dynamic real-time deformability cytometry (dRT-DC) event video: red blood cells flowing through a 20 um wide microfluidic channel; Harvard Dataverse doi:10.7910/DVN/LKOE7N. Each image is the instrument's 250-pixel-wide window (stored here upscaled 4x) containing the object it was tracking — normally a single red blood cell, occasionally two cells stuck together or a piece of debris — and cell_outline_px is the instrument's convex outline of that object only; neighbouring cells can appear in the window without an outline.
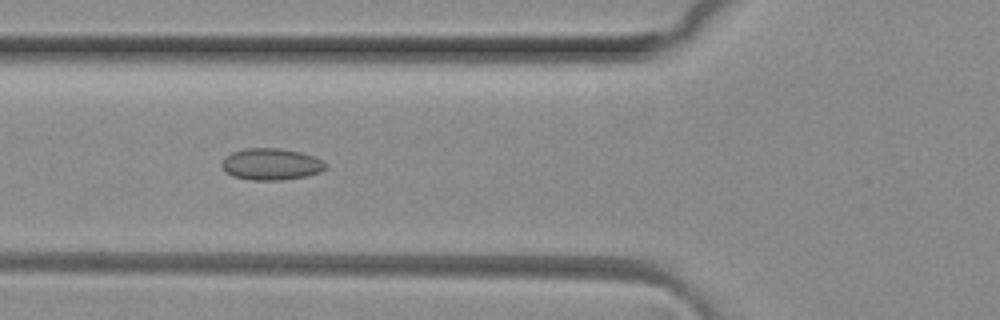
{"species": "common noctule bat (a hibernating species)", "species_latin": "Nyctalus noctula", "temperature_condition": "room temperature", "stored_images_in_passage": 8, "camera_frame_rate_fps": 3000, "um_per_image_px": 0.085, "animal": {"sex": "female", "body_mass_g": 29.2, "forearm_length_mm": 56.3}, "frame": {"image": 1, "passage_image": 5, "time_ms": 1.333, "image_size_px": [1000, 320], "cell_outline_px": [[328, 168], [320, 172], [304, 176], [280, 180], [252, 180], [232, 176], [224, 172], [220, 164], [232, 152], [244, 148], [280, 148], [300, 152], [312, 156], [328, 164]], "centroid_in_image_um": [23.03, 13.96], "position_along_channel_um": 102.8, "area_um2": 19.13}}
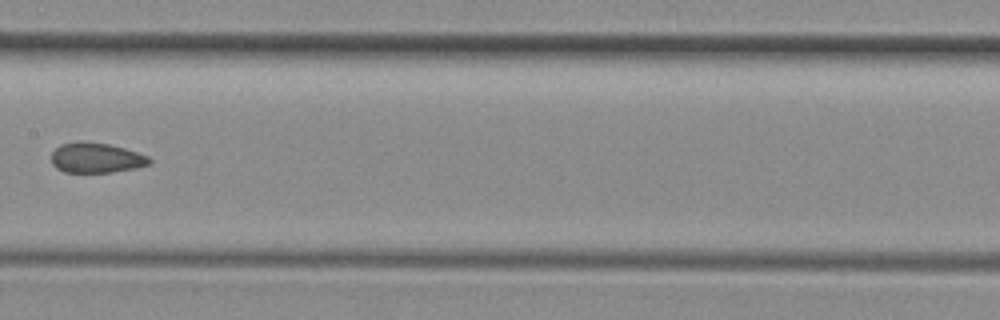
{"frame": {"image": 2, "passage_image": 7, "time_ms": 2.0, "image_size_px": [1000, 320], "cell_outline_px": [[152, 160], [148, 164], [136, 168], [112, 172], [64, 172], [56, 168], [52, 164], [52, 152], [60, 144], [80, 140], [108, 144], [124, 148], [148, 156]], "centroid_in_image_um": [8.14, 13.41], "position_along_channel_um": 199.3, "area_um2": 17.22}}
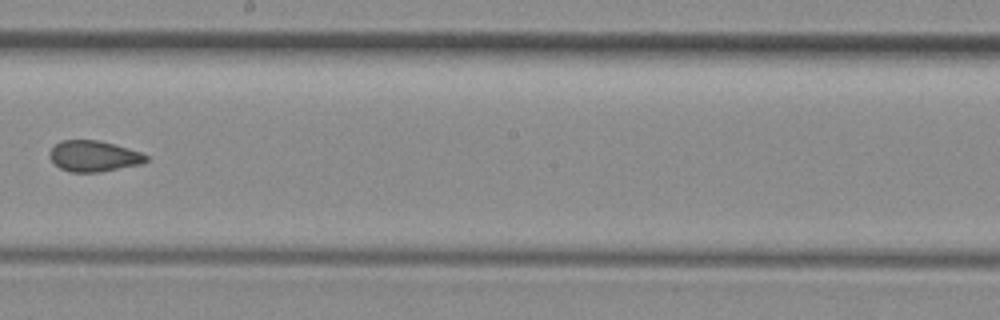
{"frame": {"image": 3, "passage_image": 8, "time_ms": 2.333, "image_size_px": [1000, 320], "cell_outline_px": [[148, 160], [140, 164], [100, 172], [72, 172], [60, 168], [48, 156], [48, 152], [60, 140], [100, 140], [128, 148], [140, 152], [148, 156]], "centroid_in_image_um": [7.95, 13.26], "position_along_channel_um": 240.2, "area_um2": 17.34}}